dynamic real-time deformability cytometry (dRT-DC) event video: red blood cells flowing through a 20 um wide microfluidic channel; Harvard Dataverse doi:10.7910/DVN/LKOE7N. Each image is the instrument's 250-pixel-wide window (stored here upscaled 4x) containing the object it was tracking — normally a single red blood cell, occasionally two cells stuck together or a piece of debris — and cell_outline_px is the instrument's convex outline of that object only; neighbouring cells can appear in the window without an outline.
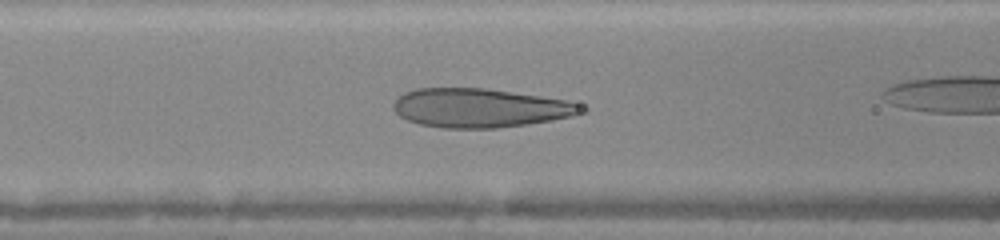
{"species": "human", "species_latin": "Homo sapiens", "temperature_condition": "warm", "stored_images_in_passage": 31, "camera_frame_rate_fps": 3000, "um_per_image_px": 0.085, "donor": {"sex": "female"}, "frame": {"image": 1, "passage_image": 14, "time_ms": 4.333, "image_size_px": [1000, 240], "cell_outline_px": [[588, 112], [572, 116], [552, 120], [496, 128], [444, 128], [420, 124], [408, 120], [400, 116], [392, 108], [392, 104], [404, 92], [416, 88], [484, 88], [568, 100], [580, 104], [588, 108]], "centroid_in_image_um": [40.83, 9.17], "position_along_channel_um": 125.8, "area_um2": 42.66}}
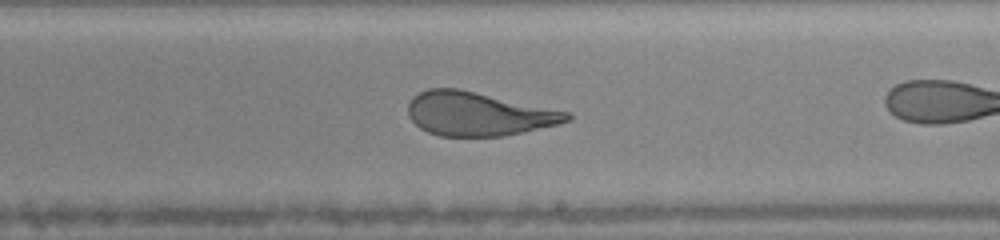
{"frame": {"image": 2, "passage_image": 22, "time_ms": 7.0, "image_size_px": [1000, 240], "cell_outline_px": [[572, 120], [560, 124], [504, 136], [440, 136], [428, 132], [420, 128], [408, 116], [408, 104], [412, 96], [428, 88], [456, 88], [568, 112], [572, 116]], "centroid_in_image_um": [40.63, 9.69], "position_along_channel_um": 248.4, "area_um2": 40.23}}